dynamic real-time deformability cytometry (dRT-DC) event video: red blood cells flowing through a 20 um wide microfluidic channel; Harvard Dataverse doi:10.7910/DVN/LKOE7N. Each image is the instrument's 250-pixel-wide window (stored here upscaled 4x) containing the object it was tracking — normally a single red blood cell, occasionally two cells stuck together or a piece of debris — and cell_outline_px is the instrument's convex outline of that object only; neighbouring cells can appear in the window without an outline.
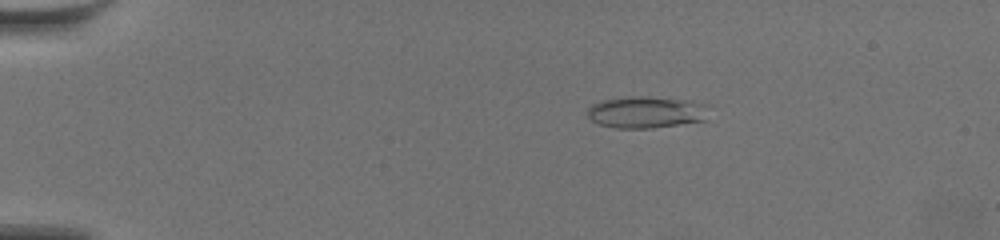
{"species": "common noctule bat (a hibernating species)", "species_latin": "Nyctalus noctula", "temperature_condition": "warm", "stored_images_in_passage": 60, "camera_frame_rate_fps": 3000, "um_per_image_px": 0.085, "animal": {"sex": "female", "body_mass_g": 19.5, "forearm_length_mm": 54.1}, "frame": {"image": 1, "passage_image": 12, "time_ms": 3.667, "image_size_px": [1000, 240], "cell_outline_px": [[708, 120], [652, 128], [616, 128], [600, 124], [592, 120], [588, 116], [588, 108], [592, 104], [604, 100], [628, 96], [644, 96], [688, 100], [708, 104]], "centroid_in_image_um": [54.98, 9.53], "position_along_channel_um": 30.0, "area_um2": 22.6}}
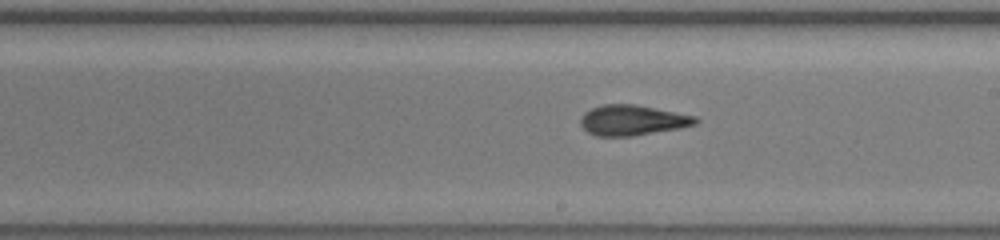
{"frame": {"image": 2, "passage_image": 36, "time_ms": 11.667, "image_size_px": [1000, 240], "cell_outline_px": [[700, 120], [696, 124], [680, 128], [632, 136], [596, 136], [588, 132], [580, 124], [580, 116], [584, 112], [592, 108], [604, 104], [636, 104], [696, 116]], "centroid_in_image_um": [53.75, 10.21], "position_along_channel_um": 235.2, "area_um2": 20.4}}
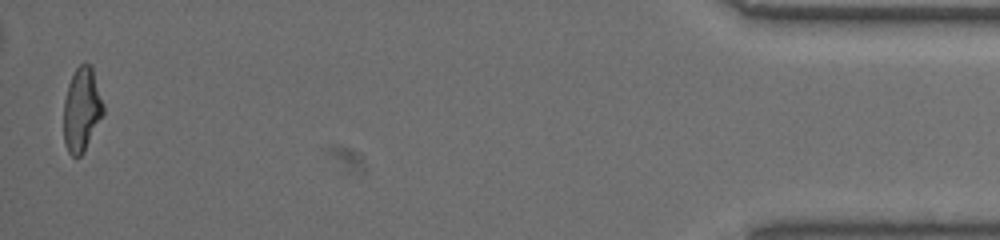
{"frame": {"image": 3, "passage_image": 59, "time_ms": 19.333, "image_size_px": [1000, 240], "cell_outline_px": [[104, 112], [84, 152], [80, 156], [72, 156], [68, 152], [64, 144], [64, 100], [68, 84], [76, 68], [80, 64], [92, 64], [104, 104]], "centroid_in_image_um": [6.95, 9.3], "position_along_channel_um": 428.2, "area_um2": 19.48}, "authors_computed_cell_mechanics": {"area_um2": 20.3167, "velocity_mm_per_s": 3.5737, "shape_relaxation_time_tau1_ms": 6.6243, "shape_relaxation_time_tau2_ms": 2.0799, "deformation_change_tau1": 0.2351, "deformation_change_tau2": 0.1107}}